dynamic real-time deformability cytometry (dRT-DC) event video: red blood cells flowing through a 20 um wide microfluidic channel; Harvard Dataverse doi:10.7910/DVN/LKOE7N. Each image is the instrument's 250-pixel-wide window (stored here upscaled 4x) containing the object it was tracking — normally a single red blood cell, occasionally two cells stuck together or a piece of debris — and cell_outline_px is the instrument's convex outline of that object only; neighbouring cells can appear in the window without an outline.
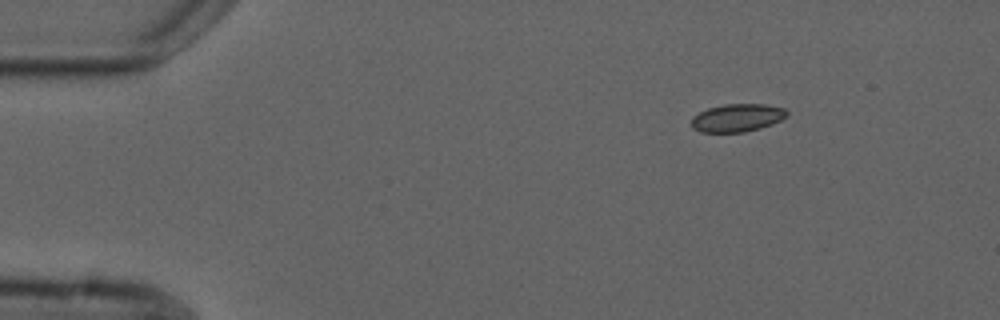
{"species": "common noctule bat (a hibernating species)", "species_latin": "Nyctalus noctula", "temperature_condition": "cold", "stored_images_in_passage": 8, "camera_frame_rate_fps": 3000, "um_per_image_px": 0.085, "animal": {"sex": "male", "forearm_length_mm": 52.5}, "frame": {"image": 1, "passage_image": 1, "time_ms": 0.0, "image_size_px": [1000, 320], "cell_outline_px": [[788, 116], [772, 124], [760, 128], [744, 132], [700, 132], [692, 128], [692, 116], [708, 108], [724, 104], [764, 104], [784, 108], [788, 112]], "centroid_in_image_um": [62.66, 10.01], "position_along_channel_um": 22.3, "area_um2": 15.55}}
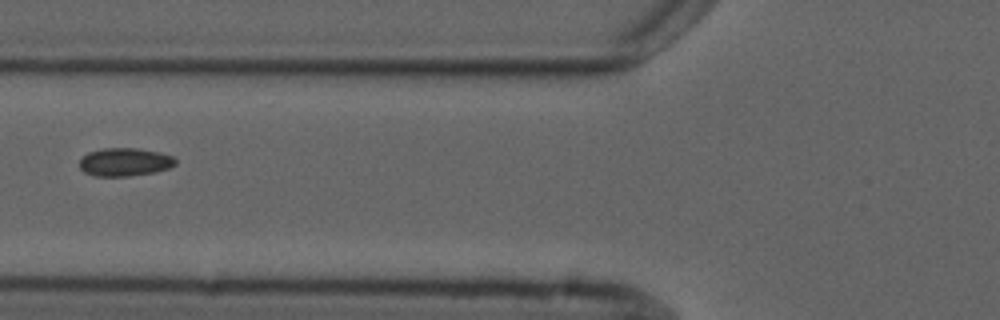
{"frame": {"image": 2, "passage_image": 5, "time_ms": 4.667, "image_size_px": [1000, 320], "cell_outline_px": [[176, 164], [168, 168], [156, 172], [128, 176], [96, 176], [84, 172], [80, 168], [80, 160], [88, 152], [104, 148], [136, 148], [160, 152], [172, 156], [176, 160]], "centroid_in_image_um": [10.61, 13.77], "position_along_channel_um": 115.2, "area_um2": 15.72}}
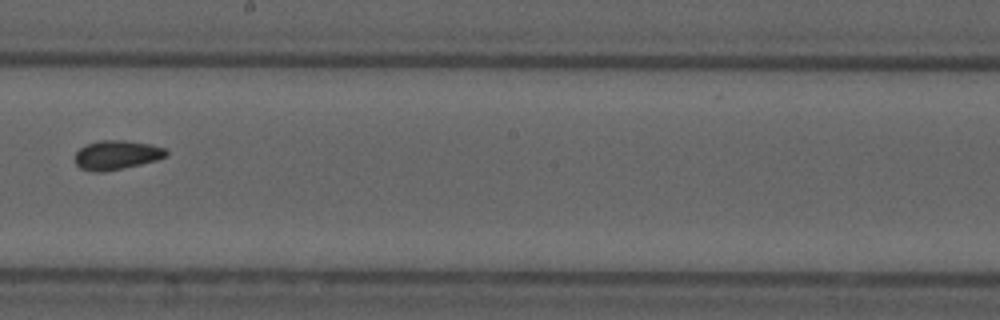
{"frame": {"image": 3, "passage_image": 8, "time_ms": 8.0, "image_size_px": [1000, 320], "cell_outline_px": [[168, 156], [156, 160], [124, 168], [104, 172], [92, 172], [80, 168], [76, 164], [76, 152], [80, 148], [88, 144], [100, 140], [124, 140], [152, 144], [164, 148], [168, 152]], "centroid_in_image_um": [9.93, 13.18], "position_along_channel_um": 238.3, "area_um2": 15.55}}